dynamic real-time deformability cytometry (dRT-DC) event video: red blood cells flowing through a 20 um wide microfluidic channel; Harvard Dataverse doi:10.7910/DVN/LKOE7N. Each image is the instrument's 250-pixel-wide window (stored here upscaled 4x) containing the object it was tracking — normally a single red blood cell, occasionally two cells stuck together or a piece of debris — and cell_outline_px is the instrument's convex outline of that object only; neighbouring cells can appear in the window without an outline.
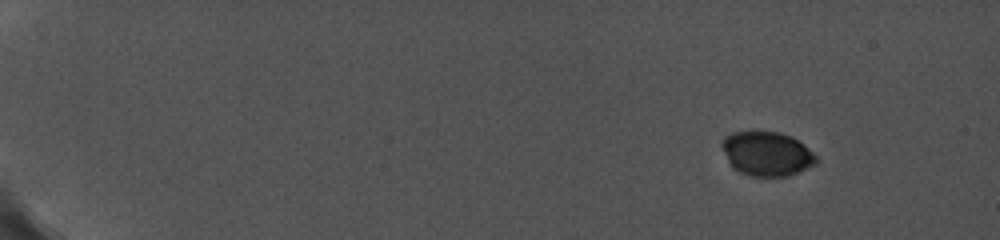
{"species": "common noctule bat (a hibernating species)", "species_latin": "Nyctalus noctula", "temperature_condition": "cold", "stored_images_in_passage": 13, "camera_frame_rate_fps": 5000, "um_per_image_px": 0.085, "animal": {"sex": "female", "body_mass_g": 19.0, "forearm_length_mm": 56.7}, "frame": {"image": 1, "passage_image": 3, "time_ms": 2.2, "image_size_px": [1000, 240], "cell_outline_px": [[816, 164], [788, 176], [748, 176], [732, 168], [720, 144], [724, 136], [732, 132], [780, 132], [792, 136], [804, 144], [816, 156]], "centroid_in_image_um": [65.16, 13.06], "position_along_channel_um": 19.8, "area_um2": 24.33}}
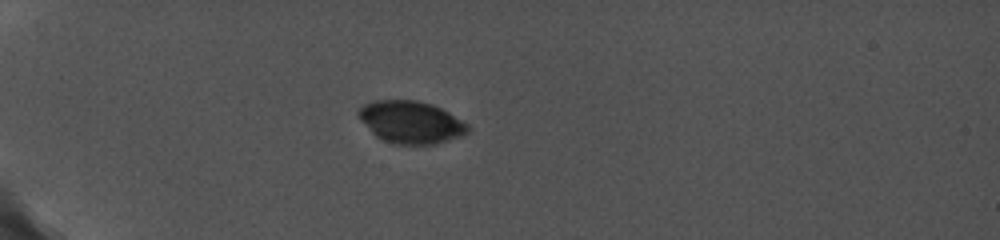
{"frame": {"image": 2, "passage_image": 7, "time_ms": 6.2, "image_size_px": [1000, 240], "cell_outline_px": [[472, 128], [468, 132], [460, 136], [436, 144], [396, 144], [384, 140], [376, 136], [360, 120], [356, 112], [364, 104], [372, 100], [416, 100], [432, 104], [448, 112], [468, 124]], "centroid_in_image_um": [34.92, 10.37], "position_along_channel_um": 50.1, "area_um2": 26.93}}
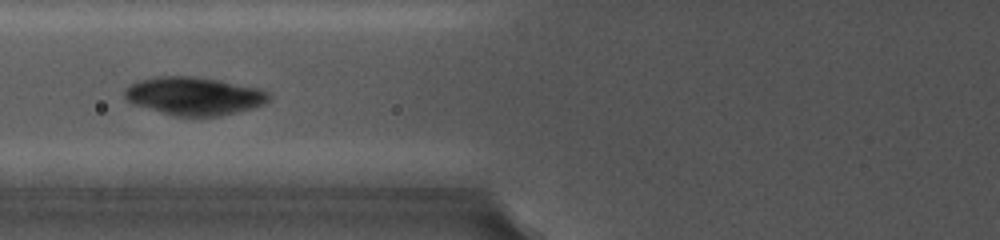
{"frame": {"image": 3, "passage_image": 10, "time_ms": 8.8, "image_size_px": [1000, 240], "cell_outline_px": [[272, 96], [264, 104], [216, 116], [176, 116], [132, 104], [124, 96], [124, 88], [136, 80], [152, 76], [192, 76], [220, 80], [260, 88], [268, 92]], "centroid_in_image_um": [16.44, 8.13], "position_along_channel_um": 109.4, "area_um2": 31.96}}